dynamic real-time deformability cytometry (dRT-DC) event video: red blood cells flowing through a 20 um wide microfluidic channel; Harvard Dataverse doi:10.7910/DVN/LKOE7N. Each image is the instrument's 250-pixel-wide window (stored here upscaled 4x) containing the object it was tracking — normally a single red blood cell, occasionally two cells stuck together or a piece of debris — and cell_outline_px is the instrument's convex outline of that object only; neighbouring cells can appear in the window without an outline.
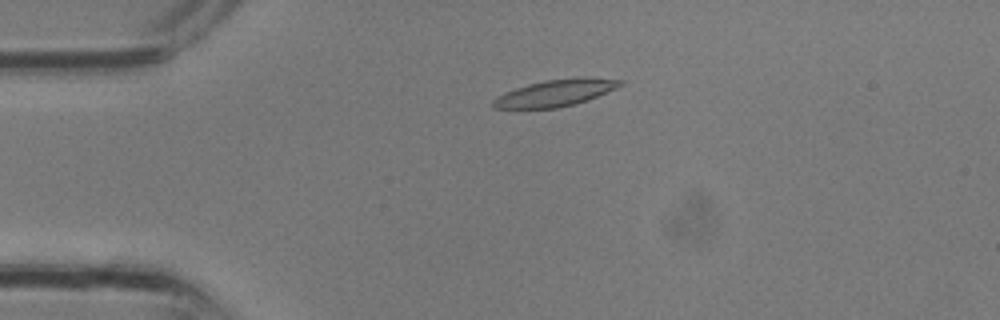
{"species": "common noctule bat (a hibernating species)", "species_latin": "Nyctalus noctula", "temperature_condition": "room temperature", "stored_images_in_passage": 12, "camera_frame_rate_fps": 3000, "um_per_image_px": 0.085, "animal": {"sex": "male", "body_mass_g": 13.3}, "frame": {"image": 1, "passage_image": 2, "time_ms": 0.333, "image_size_px": [1000, 320], "cell_outline_px": [[624, 84], [616, 88], [588, 100], [576, 104], [556, 108], [492, 108], [492, 100], [496, 96], [504, 92], [528, 84], [544, 80], [580, 76], [624, 80]], "centroid_in_image_um": [47.22, 7.88], "position_along_channel_um": 37.8, "area_um2": 20.0}}
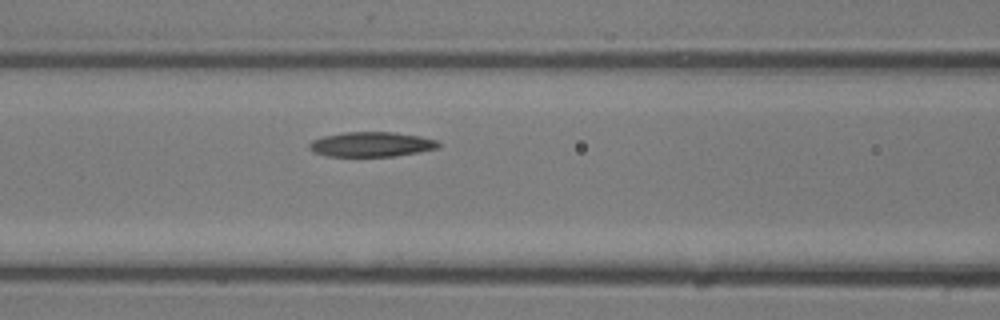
{"frame": {"image": 2, "passage_image": 8, "time_ms": 2.333, "image_size_px": [1000, 320], "cell_outline_px": [[440, 148], [392, 156], [324, 156], [308, 148], [308, 144], [312, 140], [324, 136], [344, 132], [396, 132], [420, 136], [440, 140]], "centroid_in_image_um": [31.59, 12.26], "position_along_channel_um": 135.0, "area_um2": 18.73}}
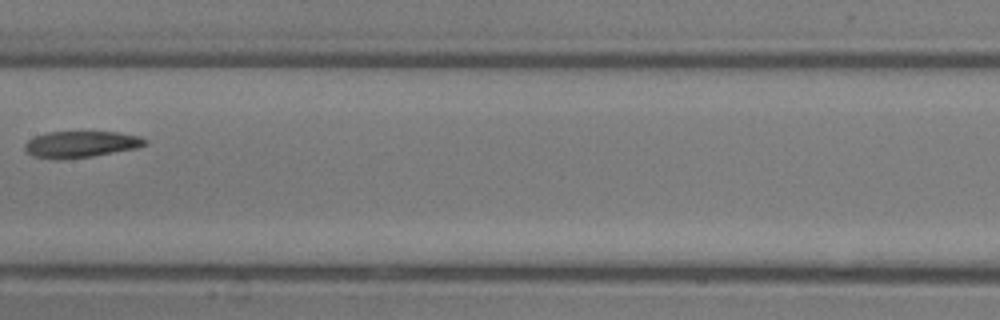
{"frame": {"image": 3, "passage_image": 11, "time_ms": 3.333, "image_size_px": [1000, 320], "cell_outline_px": [[148, 144], [136, 148], [92, 156], [60, 160], [56, 160], [32, 156], [24, 148], [24, 144], [28, 140], [36, 136], [48, 132], [116, 132], [140, 136], [148, 140]], "centroid_in_image_um": [6.87, 12.27], "position_along_channel_um": 200.5, "area_um2": 18.55}}